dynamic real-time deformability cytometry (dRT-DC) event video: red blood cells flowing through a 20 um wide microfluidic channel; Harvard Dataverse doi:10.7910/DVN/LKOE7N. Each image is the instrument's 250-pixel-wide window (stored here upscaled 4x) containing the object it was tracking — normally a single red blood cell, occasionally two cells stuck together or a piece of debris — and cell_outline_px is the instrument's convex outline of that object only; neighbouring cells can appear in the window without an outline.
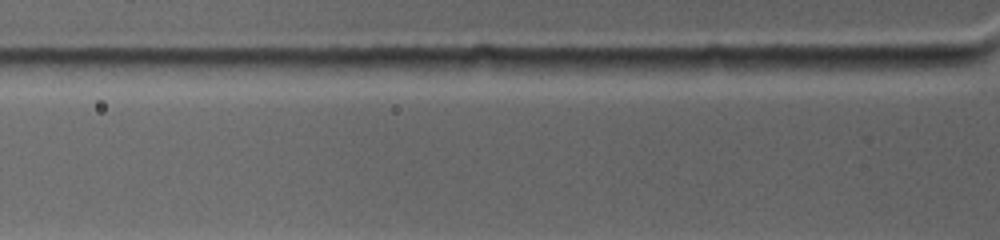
{"species": "common noctule bat (a hibernating species)", "species_latin": "Nyctalus noctula", "temperature_condition": "warm", "stored_images_in_passage": 3, "camera_frame_rate_fps": 4500, "um_per_image_px": 0.085, "animal": {"sex": "female", "body_mass_g": 19.0, "forearm_length_mm": 53.3}, "frame": {"image": 1, "passage_image": 3, "time_ms": 0.667, "image_size_px": [1000, 240], "cell_outline_px": [[736, 68], [704, 72], [652, 76], [636, 76], [624, 64], [628, 60], [708, 56], [720, 56]], "centroid_in_image_um": [57.56, 5.58], "position_along_channel_um": 68.2, "area_um2": 11.5}}